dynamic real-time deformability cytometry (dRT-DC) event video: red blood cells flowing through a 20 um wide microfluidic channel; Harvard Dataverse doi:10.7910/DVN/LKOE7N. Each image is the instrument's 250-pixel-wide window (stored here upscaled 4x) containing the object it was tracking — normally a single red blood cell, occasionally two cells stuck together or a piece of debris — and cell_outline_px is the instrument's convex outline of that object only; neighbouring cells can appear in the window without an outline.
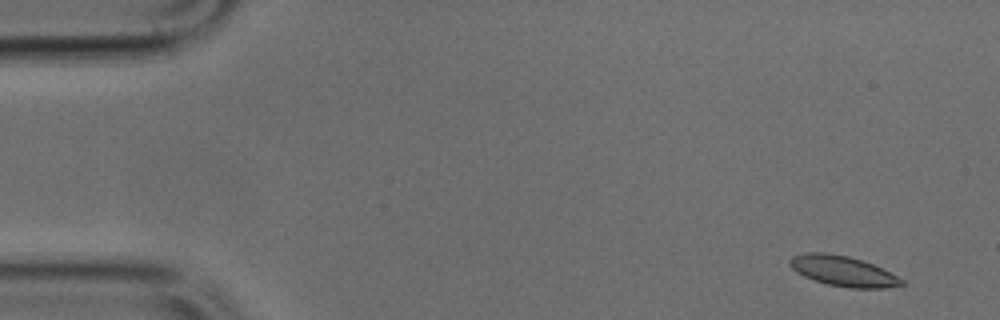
{"species": "common noctule bat (a hibernating species)", "species_latin": "Nyctalus noctula", "temperature_condition": "cold", "stored_images_in_passage": 16, "camera_frame_rate_fps": 3000, "um_per_image_px": 0.085, "animal": {"sex": "male", "body_mass_g": 17.9, "forearm_length_mm": 54.2}, "frame": {"image": 1, "passage_image": 2, "time_ms": 0.333, "image_size_px": [1000, 320], "cell_outline_px": [[904, 284], [884, 288], [848, 288], [828, 284], [804, 276], [796, 272], [788, 264], [788, 260], [792, 256], [808, 252], [824, 252], [848, 256], [872, 264], [904, 280]], "centroid_in_image_um": [71.6, 23.03], "position_along_channel_um": 13.4, "area_um2": 19.48}}